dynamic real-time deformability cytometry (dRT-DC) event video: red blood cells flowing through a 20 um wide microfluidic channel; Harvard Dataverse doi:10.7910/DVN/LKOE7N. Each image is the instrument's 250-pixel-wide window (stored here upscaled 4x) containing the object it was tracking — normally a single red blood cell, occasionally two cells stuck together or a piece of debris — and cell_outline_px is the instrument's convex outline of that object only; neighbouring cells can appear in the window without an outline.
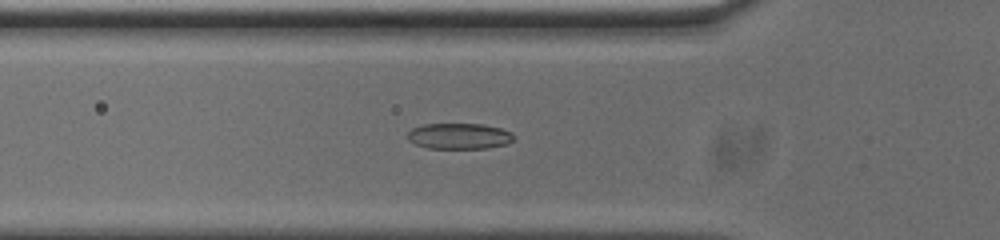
{"species": "common noctule bat (a hibernating species)", "species_latin": "Nyctalus noctula", "temperature_condition": "cold", "stored_images_in_passage": 38, "camera_frame_rate_fps": 3000, "um_per_image_px": 0.085, "animal": {"sex": "male", "body_mass_g": 20.0, "forearm_length_mm": 53.3}, "frame": {"image": 1, "passage_image": 2, "time_ms": 0.333, "image_size_px": [1000, 240], "cell_outline_px": [[516, 136], [512, 140], [504, 144], [488, 148], [428, 148], [416, 144], [408, 140], [408, 132], [412, 128], [424, 124], [484, 124], [500, 128], [512, 132]], "centroid_in_image_um": [39.04, 11.56], "position_along_channel_um": 86.8, "area_um2": 15.95}}
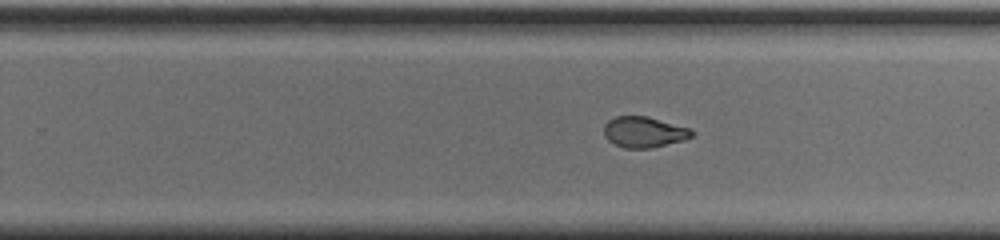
{"frame": {"image": 2, "passage_image": 17, "time_ms": 5.333, "image_size_px": [1000, 240], "cell_outline_px": [[696, 132], [692, 136], [684, 140], [652, 148], [624, 148], [608, 140], [604, 136], [604, 124], [608, 120], [616, 116], [648, 116], [688, 128]], "centroid_in_image_um": [54.73, 11.22], "position_along_channel_um": 275.1, "area_um2": 15.78}}
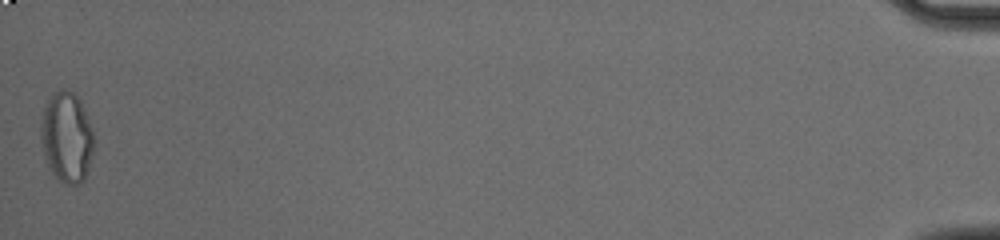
{"frame": {"image": 3, "passage_image": 38, "time_ms": 12.333, "image_size_px": [1000, 240], "cell_outline_px": [[96, 140], [88, 168], [84, 180], [80, 184], [68, 184], [60, 180], [48, 168], [44, 156], [40, 140], [40, 128], [44, 108], [52, 92], [60, 88], [64, 88], [72, 92], [80, 100], [92, 128]], "centroid_in_image_um": [5.67, 11.65], "position_along_channel_um": 429.5, "area_um2": 28.26}}